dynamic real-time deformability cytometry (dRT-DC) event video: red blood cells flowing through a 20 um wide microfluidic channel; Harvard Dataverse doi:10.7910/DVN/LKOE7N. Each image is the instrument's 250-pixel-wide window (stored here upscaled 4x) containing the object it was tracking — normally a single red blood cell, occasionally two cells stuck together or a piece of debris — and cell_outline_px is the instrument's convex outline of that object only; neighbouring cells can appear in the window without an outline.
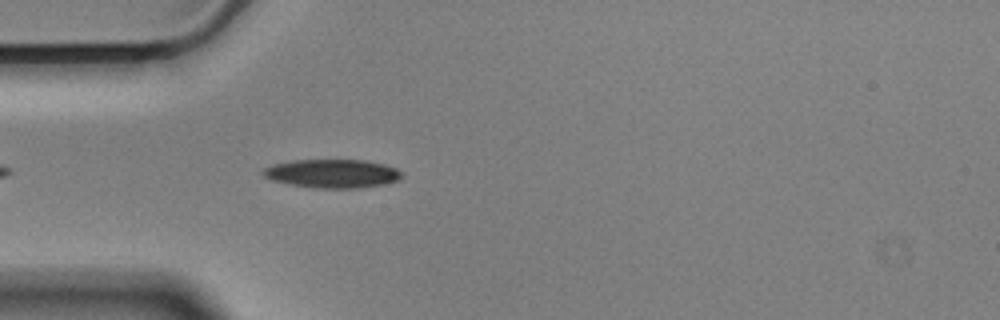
{"species": "Egyptian fruit bat (a non-hibernating species)", "species_latin": "Rousettus aegyptiacus", "temperature_condition": "cold", "stored_images_in_passage": 16, "camera_frame_rate_fps": 3000, "um_per_image_px": 0.085, "animal": {"sex": "male"}, "frame": {"image": 1, "passage_image": 4, "time_ms": 1.0, "image_size_px": [1000, 320], "cell_outline_px": [[404, 176], [400, 180], [384, 184], [360, 188], [312, 188], [272, 180], [264, 176], [260, 172], [264, 168], [272, 164], [292, 160], [364, 160], [384, 164], [396, 168]], "centroid_in_image_um": [28.25, 14.75], "position_along_channel_um": 56.7, "area_um2": 23.24}}
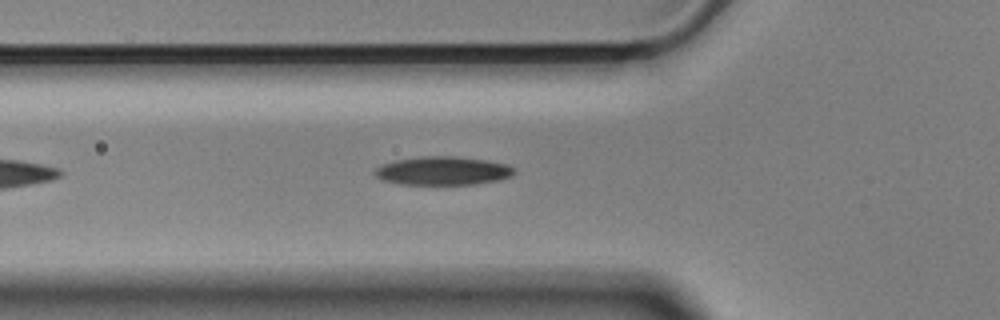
{"frame": {"image": 2, "passage_image": 7, "time_ms": 2.0, "image_size_px": [1000, 320], "cell_outline_px": [[516, 172], [512, 176], [496, 180], [476, 184], [400, 184], [380, 180], [372, 172], [380, 164], [396, 160], [420, 156], [456, 156], [484, 160], [504, 164], [512, 168]], "centroid_in_image_um": [37.56, 14.52], "position_along_channel_um": 88.2, "area_um2": 23.12}}
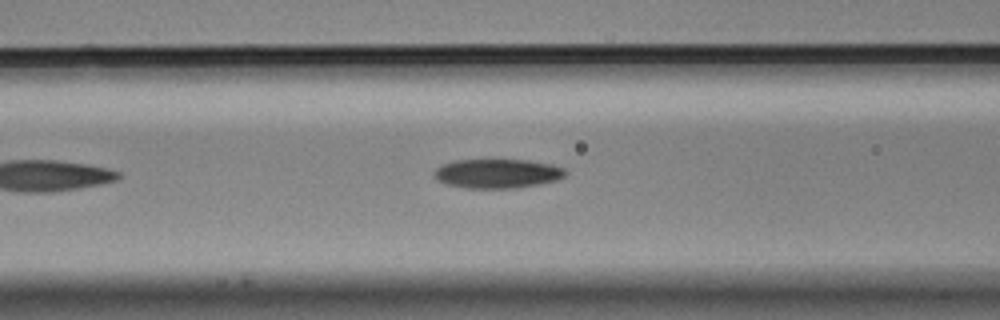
{"frame": {"image": 3, "passage_image": 10, "time_ms": 3.0, "image_size_px": [1000, 320], "cell_outline_px": [[568, 172], [564, 176], [556, 180], [516, 188], [464, 188], [444, 184], [436, 180], [432, 176], [432, 172], [436, 168], [452, 160], [528, 160], [552, 164], [564, 168]], "centroid_in_image_um": [42.22, 14.75], "position_along_channel_um": 124.4, "area_um2": 22.54}}